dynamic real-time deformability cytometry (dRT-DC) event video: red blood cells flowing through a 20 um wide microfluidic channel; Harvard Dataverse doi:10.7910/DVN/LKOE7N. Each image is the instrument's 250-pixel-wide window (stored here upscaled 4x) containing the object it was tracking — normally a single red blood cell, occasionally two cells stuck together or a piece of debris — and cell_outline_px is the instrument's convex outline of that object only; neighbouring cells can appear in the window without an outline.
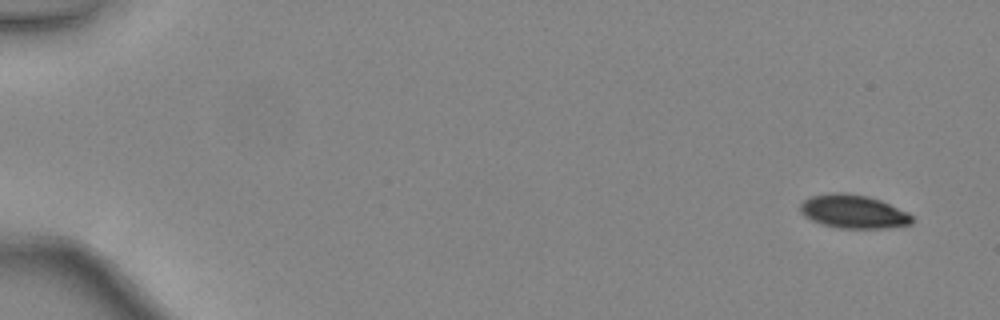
{"species": "common noctule bat (a hibernating species)", "species_latin": "Nyctalus noctula", "temperature_condition": "warm", "stored_images_in_passage": 46, "camera_frame_rate_fps": 3000, "um_per_image_px": 0.085, "animal": {"sex": "female", "body_mass_g": 24.6, "forearm_length_mm": 56.2}, "frame": {"image": 1, "passage_image": 1, "time_ms": 0.0, "image_size_px": [1000, 320], "cell_outline_px": [[912, 224], [888, 228], [840, 228], [824, 224], [812, 220], [804, 216], [800, 212], [800, 204], [804, 200], [812, 196], [836, 192], [844, 192], [868, 196], [880, 200], [908, 212], [912, 216]], "centroid_in_image_um": [72.55, 17.98], "position_along_channel_um": 12.5, "area_um2": 21.73}}
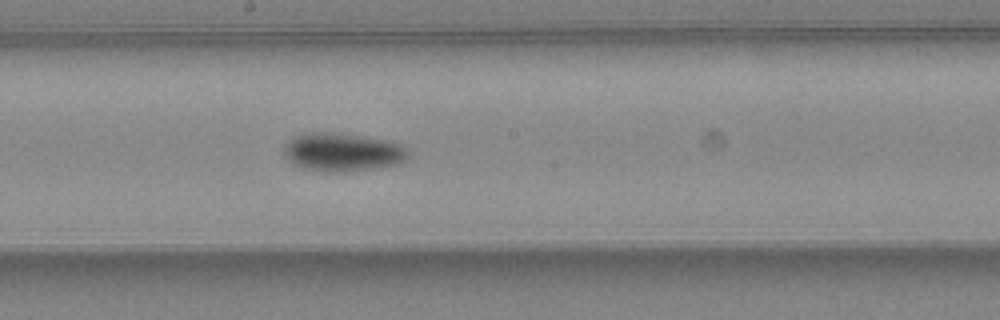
{"frame": {"image": 2, "passage_image": 26, "time_ms": 8.333, "image_size_px": [1000, 320], "cell_outline_px": [[412, 156], [400, 164], [380, 168], [344, 172], [324, 172], [300, 168], [292, 164], [284, 156], [284, 144], [288, 140], [296, 136], [312, 132], [332, 132], [392, 140], [408, 148]], "centroid_in_image_um": [29.17, 12.95], "position_along_channel_um": 219.0, "area_um2": 28.61}}
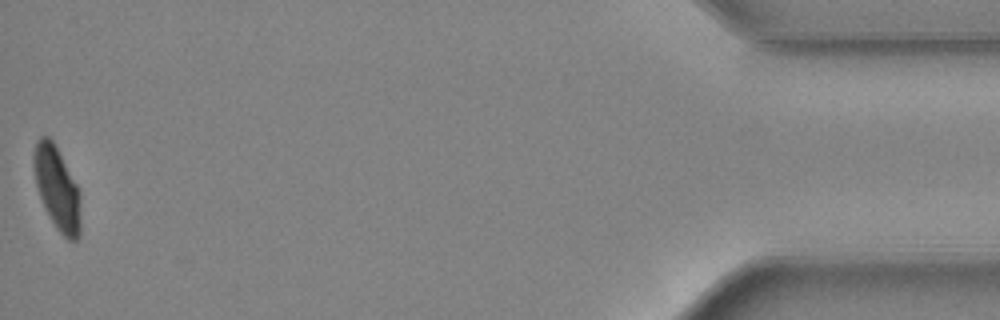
{"frame": {"image": 3, "passage_image": 46, "time_ms": 15.0, "image_size_px": [1000, 320], "cell_outline_px": [[80, 236], [76, 240], [68, 240], [56, 228], [40, 196], [36, 184], [32, 164], [32, 152], [36, 140], [40, 136], [48, 136], [52, 140], [76, 184], [80, 192]], "centroid_in_image_um": [4.83, 15.98], "position_along_channel_um": 430.4, "area_um2": 22.48}, "authors_computed_cell_mechanics": {"area_um2": 24.2471, "velocity_mm_per_s": 4.4642, "shape_relaxation_time_tau1_ms": 3.5294, "shape_relaxation_time_tau2_ms": null, "deformation_change_tau1": 0.1554, "deformation_change_tau2": null}}